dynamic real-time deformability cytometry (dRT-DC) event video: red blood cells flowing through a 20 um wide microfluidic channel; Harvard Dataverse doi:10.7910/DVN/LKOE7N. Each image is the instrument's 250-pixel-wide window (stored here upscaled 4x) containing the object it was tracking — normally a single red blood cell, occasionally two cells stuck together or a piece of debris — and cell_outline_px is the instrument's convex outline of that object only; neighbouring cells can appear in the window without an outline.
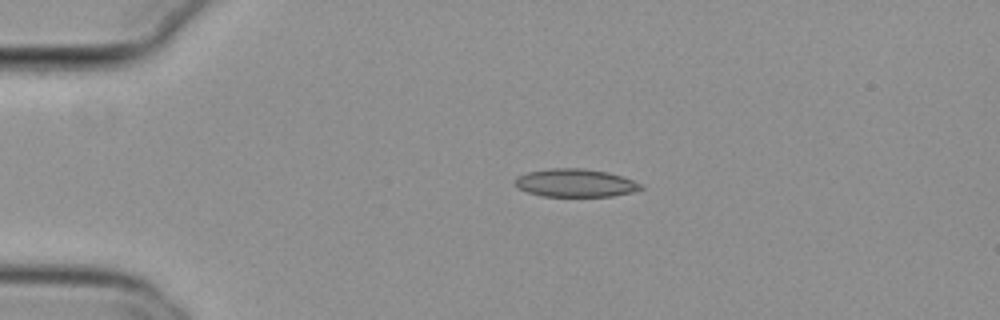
{"species": "common noctule bat (a hibernating species)", "species_latin": "Nyctalus noctula", "temperature_condition": "cold", "stored_images_in_passage": 43, "camera_frame_rate_fps": 3000, "um_per_image_px": 0.085, "animal": {"sex": "female", "body_mass_g": 29.2, "forearm_length_mm": 56.3}, "frame": {"image": 1, "passage_image": 1, "time_ms": 0.0, "image_size_px": [1000, 320], "cell_outline_px": [[644, 188], [632, 192], [612, 196], [540, 196], [516, 188], [512, 180], [516, 176], [528, 172], [548, 168], [580, 168], [608, 172], [632, 180], [640, 184]], "centroid_in_image_um": [48.82, 15.55], "position_along_channel_um": 36.2, "area_um2": 20.63}}
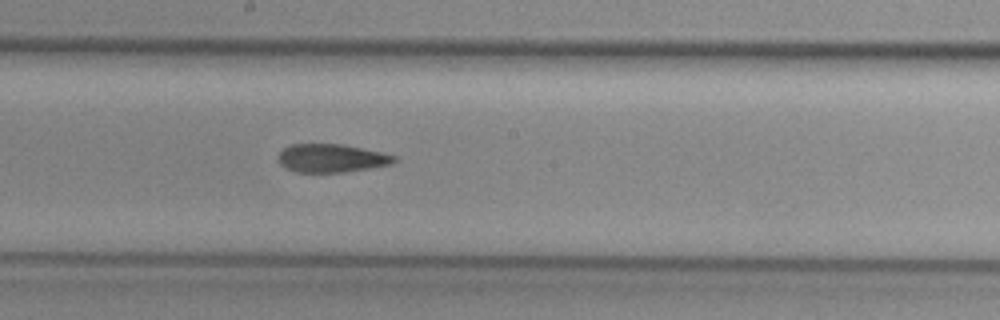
{"frame": {"image": 2, "passage_image": 19, "time_ms": 6.0, "image_size_px": [1000, 320], "cell_outline_px": [[400, 160], [392, 164], [344, 172], [296, 172], [284, 168], [276, 160], [276, 156], [288, 144], [340, 144], [380, 152], [396, 156]], "centroid_in_image_um": [28.13, 13.45], "position_along_channel_um": 220.1, "area_um2": 19.25}}
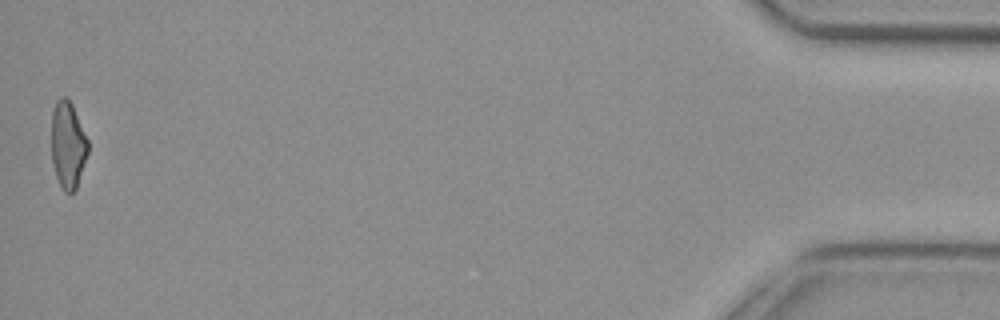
{"frame": {"image": 3, "passage_image": 43, "time_ms": 14.0, "image_size_px": [1000, 320], "cell_outline_px": [[88, 152], [76, 188], [72, 192], [64, 192], [56, 176], [52, 164], [52, 112], [56, 100], [60, 96], [64, 96], [72, 104], [88, 140]], "centroid_in_image_um": [5.76, 12.3], "position_along_channel_um": 429.4, "area_um2": 18.32}, "authors_computed_cell_mechanics": {"area_um2": 20.1144, "velocity_mm_per_s": 3.8024, "shape_relaxation_time_tau1_ms": null, "shape_relaxation_time_tau2_ms": 2.7064, "deformation_change_tau1": null, "deformation_change_tau2": 0.1007}}